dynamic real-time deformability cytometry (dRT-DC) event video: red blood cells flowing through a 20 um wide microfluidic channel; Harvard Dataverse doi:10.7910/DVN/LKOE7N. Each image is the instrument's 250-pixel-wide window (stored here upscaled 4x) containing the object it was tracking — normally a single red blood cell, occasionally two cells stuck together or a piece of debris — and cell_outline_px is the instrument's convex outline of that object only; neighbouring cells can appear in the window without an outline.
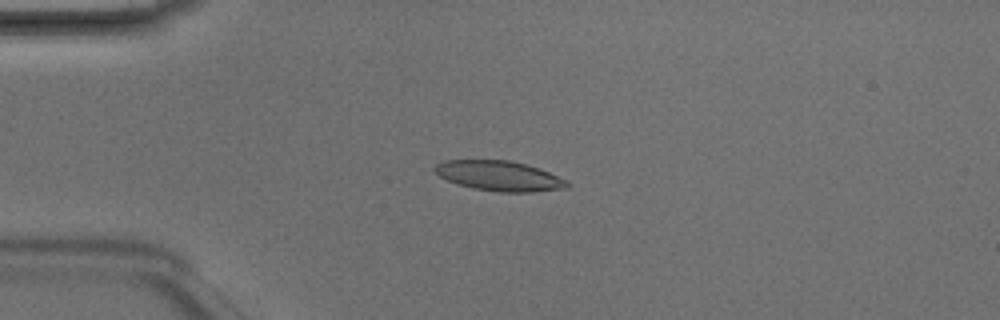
{"species": "Egyptian fruit bat (a non-hibernating species)", "species_latin": "Rousettus aegyptiacus", "temperature_condition": "room temperature", "stored_images_in_passage": 5, "camera_frame_rate_fps": 3000, "um_per_image_px": 0.085, "animal": {"sex": "male"}, "frame": {"image": 1, "passage_image": 2, "time_ms": 0.333, "image_size_px": [1000, 320], "cell_outline_px": [[572, 184], [568, 188], [532, 192], [500, 192], [472, 188], [448, 180], [440, 176], [432, 168], [436, 164], [444, 160], [508, 160], [524, 164], [548, 172], [568, 180]], "centroid_in_image_um": [42.46, 14.96], "position_along_channel_um": 42.5, "area_um2": 23.06}}